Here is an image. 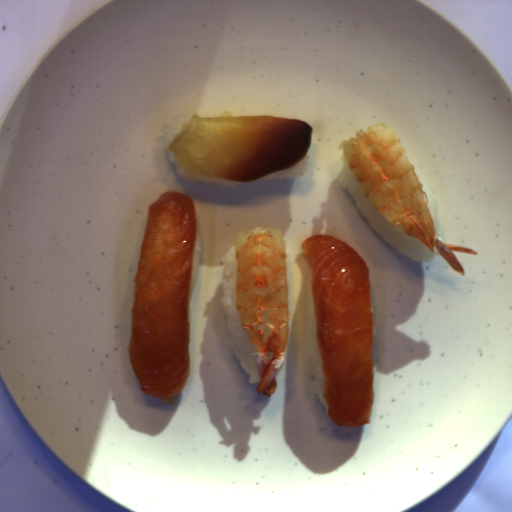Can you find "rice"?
I'll return each mask as SVG.
<instances>
[{
  "label": "rice",
  "mask_w": 512,
  "mask_h": 512,
  "mask_svg": "<svg viewBox=\"0 0 512 512\" xmlns=\"http://www.w3.org/2000/svg\"><path fill=\"white\" fill-rule=\"evenodd\" d=\"M337 181L353 197L356 207L373 232L386 241L392 248L406 258L420 262H430L435 256L434 251L427 248L414 236H406L396 230L374 207L356 180L346 160Z\"/></svg>",
  "instance_id": "rice-1"
},
{
  "label": "rice",
  "mask_w": 512,
  "mask_h": 512,
  "mask_svg": "<svg viewBox=\"0 0 512 512\" xmlns=\"http://www.w3.org/2000/svg\"><path fill=\"white\" fill-rule=\"evenodd\" d=\"M234 246L221 260V302L226 316L230 348L244 372L249 374L248 382L253 384L260 381V374L257 353L242 330L236 309L237 268Z\"/></svg>",
  "instance_id": "rice-2"
},
{
  "label": "rice",
  "mask_w": 512,
  "mask_h": 512,
  "mask_svg": "<svg viewBox=\"0 0 512 512\" xmlns=\"http://www.w3.org/2000/svg\"><path fill=\"white\" fill-rule=\"evenodd\" d=\"M307 304H308L310 324H311V351H310L309 371H310V374L313 376L312 391H313V394L317 395L318 400L325 407H327L325 396H324V389H323L315 305H314V298H313L311 282L309 283L308 289H307Z\"/></svg>",
  "instance_id": "rice-3"
},
{
  "label": "rice",
  "mask_w": 512,
  "mask_h": 512,
  "mask_svg": "<svg viewBox=\"0 0 512 512\" xmlns=\"http://www.w3.org/2000/svg\"><path fill=\"white\" fill-rule=\"evenodd\" d=\"M167 159L175 166V170L183 179H186L191 182H211L213 184H216L218 186H235L238 184H242L244 181H234V180H224V179H214L206 176H201L197 174L190 173L188 171H185L184 168L181 166L177 158L174 156L171 150L168 152Z\"/></svg>",
  "instance_id": "rice-4"
},
{
  "label": "rice",
  "mask_w": 512,
  "mask_h": 512,
  "mask_svg": "<svg viewBox=\"0 0 512 512\" xmlns=\"http://www.w3.org/2000/svg\"><path fill=\"white\" fill-rule=\"evenodd\" d=\"M192 118L178 113L168 123H163L160 131L163 135L164 145L169 148L171 141L190 124Z\"/></svg>",
  "instance_id": "rice-5"
},
{
  "label": "rice",
  "mask_w": 512,
  "mask_h": 512,
  "mask_svg": "<svg viewBox=\"0 0 512 512\" xmlns=\"http://www.w3.org/2000/svg\"><path fill=\"white\" fill-rule=\"evenodd\" d=\"M309 165H310L309 156L305 153L304 157L302 159H300L292 167L282 170L280 172L274 173L272 175L263 177L258 180L269 181V180H283V179H286L289 177L300 178L305 175Z\"/></svg>",
  "instance_id": "rice-6"
},
{
  "label": "rice",
  "mask_w": 512,
  "mask_h": 512,
  "mask_svg": "<svg viewBox=\"0 0 512 512\" xmlns=\"http://www.w3.org/2000/svg\"><path fill=\"white\" fill-rule=\"evenodd\" d=\"M200 254H201V238L196 230L189 302L193 296L194 288L197 284V280H198V276H199V272H200V268H201Z\"/></svg>",
  "instance_id": "rice-7"
},
{
  "label": "rice",
  "mask_w": 512,
  "mask_h": 512,
  "mask_svg": "<svg viewBox=\"0 0 512 512\" xmlns=\"http://www.w3.org/2000/svg\"><path fill=\"white\" fill-rule=\"evenodd\" d=\"M286 263V286H287V310H288V324L290 316V300H291V282H292V258L288 251H285Z\"/></svg>",
  "instance_id": "rice-8"
},
{
  "label": "rice",
  "mask_w": 512,
  "mask_h": 512,
  "mask_svg": "<svg viewBox=\"0 0 512 512\" xmlns=\"http://www.w3.org/2000/svg\"><path fill=\"white\" fill-rule=\"evenodd\" d=\"M134 300H135V282L132 286L131 297H130V301H129V305H128V315H129L131 321H132V316H133Z\"/></svg>",
  "instance_id": "rice-9"
}]
</instances>
